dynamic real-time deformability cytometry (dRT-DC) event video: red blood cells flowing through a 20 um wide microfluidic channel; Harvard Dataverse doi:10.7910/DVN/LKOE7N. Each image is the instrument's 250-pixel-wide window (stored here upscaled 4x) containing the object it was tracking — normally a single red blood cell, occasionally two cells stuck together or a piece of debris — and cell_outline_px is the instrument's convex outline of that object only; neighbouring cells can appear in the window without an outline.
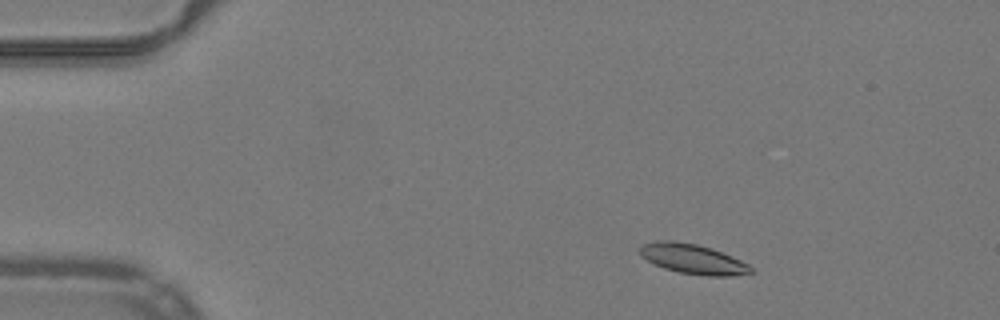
{"species": "common noctule bat (a hibernating species)", "species_latin": "Nyctalus noctula", "temperature_condition": "warm", "stored_images_in_passage": 50, "camera_frame_rate_fps": 3000, "um_per_image_px": 0.085, "animal": {"sex": "male", "body_mass_g": 19.2, "forearm_length_mm": 51.8}, "frame": {"image": 1, "passage_image": 5, "time_ms": 1.333, "image_size_px": [1000, 320], "cell_outline_px": [[756, 272], [732, 276], [704, 276], [680, 272], [664, 268], [640, 256], [640, 248], [644, 244], [660, 240], [676, 240], [696, 244], [712, 248], [732, 256], [748, 264]], "centroid_in_image_um": [58.93, 22.01], "position_along_channel_um": 26.1, "area_um2": 19.31}}
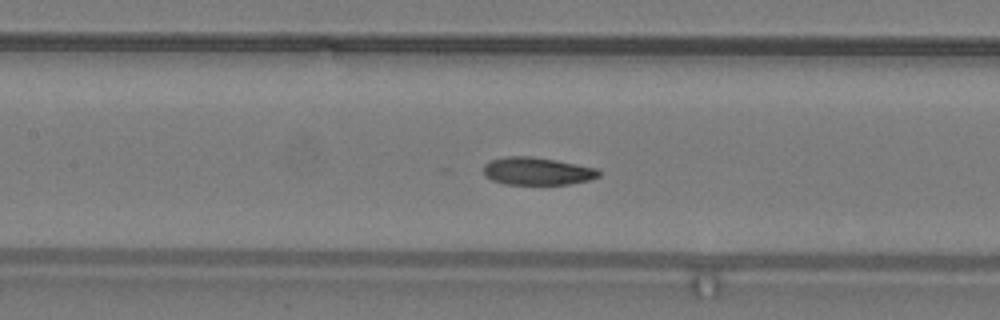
{"frame": {"image": 2, "passage_image": 21, "time_ms": 6.667, "image_size_px": [1000, 320], "cell_outline_px": [[600, 176], [588, 180], [568, 184], [504, 184], [492, 180], [484, 176], [484, 164], [492, 160], [504, 156], [532, 156], [556, 160], [596, 168], [600, 172]], "centroid_in_image_um": [45.63, 14.54], "position_along_channel_um": 161.8, "area_um2": 18.55}}
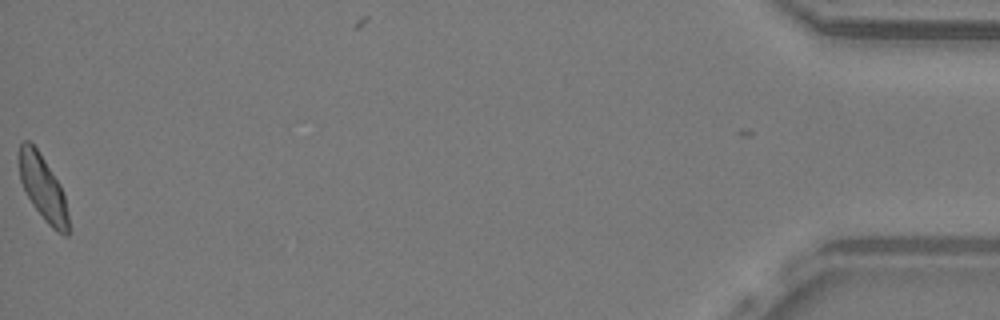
{"frame": {"image": 3, "passage_image": 49, "time_ms": 16.0, "image_size_px": [1000, 320], "cell_outline_px": [[68, 236], [64, 236], [56, 232], [44, 220], [32, 204], [20, 180], [20, 144], [24, 140], [28, 140], [36, 148], [60, 184], [64, 196], [68, 212]], "centroid_in_image_um": [3.67, 16.03], "position_along_channel_um": 431.5, "area_um2": 18.32}, "authors_computed_cell_mechanics": {"area_um2": 19.0162, "velocity_mm_per_s": 3.971, "shape_relaxation_time_tau1_ms": 3.8483, "shape_relaxation_time_tau2_ms": 2.5142, "deformation_change_tau1": 0.1252, "deformation_change_tau2": 0.0847}}